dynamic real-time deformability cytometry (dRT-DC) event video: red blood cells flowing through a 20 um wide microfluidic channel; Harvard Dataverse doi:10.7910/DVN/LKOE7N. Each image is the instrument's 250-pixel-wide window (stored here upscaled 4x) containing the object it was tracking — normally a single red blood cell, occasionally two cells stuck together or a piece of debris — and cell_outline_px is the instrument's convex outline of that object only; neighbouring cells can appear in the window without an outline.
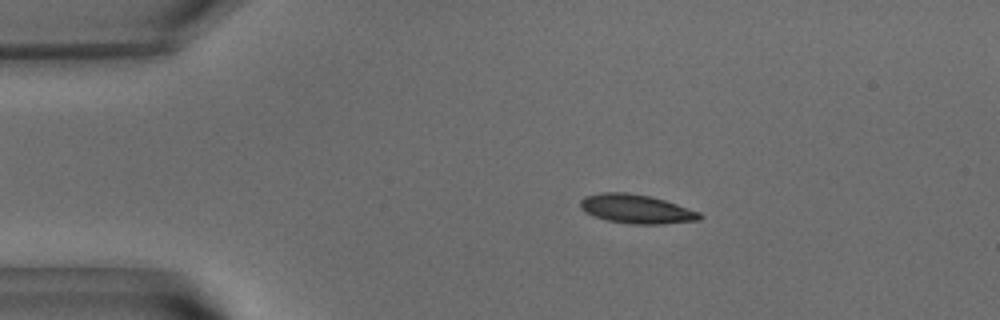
{"species": "common noctule bat (a hibernating species)", "species_latin": "Nyctalus noctula", "temperature_condition": "warm", "stored_images_in_passage": 52, "camera_frame_rate_fps": 3000, "um_per_image_px": 0.085, "animal": {"sex": "male", "body_mass_g": 15.6}, "frame": {"image": 1, "passage_image": 9, "time_ms": 2.667, "image_size_px": [1000, 320], "cell_outline_px": [[704, 216], [700, 220], [664, 224], [632, 224], [608, 220], [584, 212], [580, 208], [580, 200], [584, 196], [604, 192], [628, 192], [648, 196], [664, 200], [700, 212]], "centroid_in_image_um": [54.09, 17.76], "position_along_channel_um": 30.9, "area_um2": 20.11}}
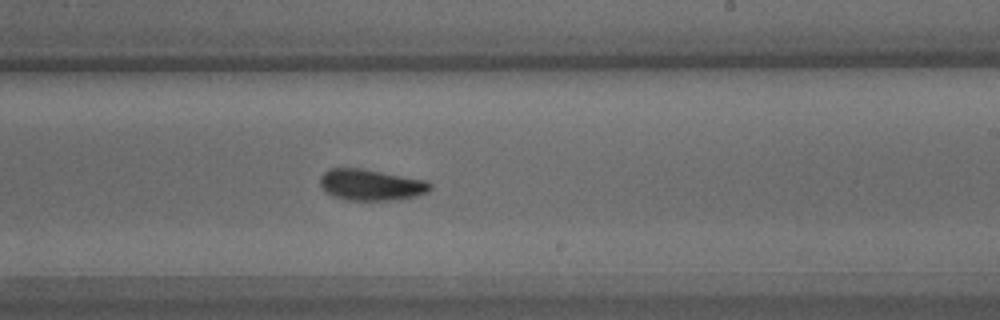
{"frame": {"image": 2, "passage_image": 31, "time_ms": 10.0, "image_size_px": [1000, 320], "cell_outline_px": [[432, 188], [428, 192], [416, 196], [400, 200], [344, 200], [332, 196], [320, 184], [320, 176], [324, 172], [332, 168], [360, 168], [428, 180], [432, 184]], "centroid_in_image_um": [31.58, 15.72], "position_along_channel_um": 257.4, "area_um2": 20.17}}
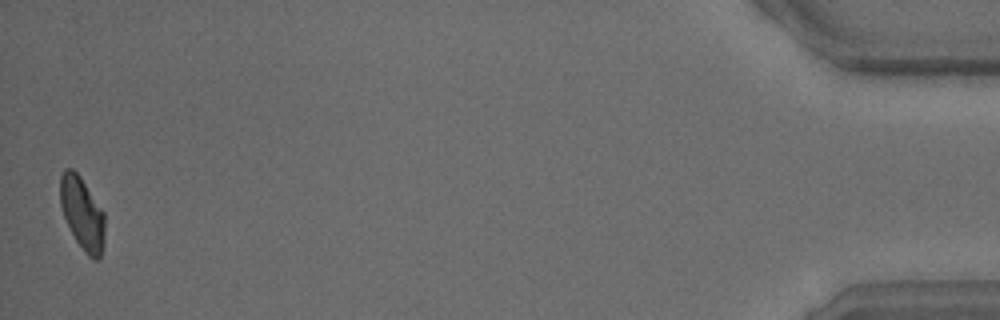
{"frame": {"image": 3, "passage_image": 52, "time_ms": 17.0, "image_size_px": [1000, 320], "cell_outline_px": [[104, 244], [100, 256], [96, 260], [88, 256], [84, 252], [76, 240], [64, 216], [60, 204], [60, 176], [64, 168], [72, 168], [80, 176], [104, 212]], "centroid_in_image_um": [6.99, 18.12], "position_along_channel_um": 428.2, "area_um2": 18.73}, "authors_computed_cell_mechanics": {"area_um2": 19.8254, "velocity_mm_per_s": 3.7632, "shape_relaxation_time_tau1_ms": 2.0438, "shape_relaxation_time_tau2_ms": 2.1055, "deformation_change_tau1": 0.1244, "deformation_change_tau2": 0.0731}}